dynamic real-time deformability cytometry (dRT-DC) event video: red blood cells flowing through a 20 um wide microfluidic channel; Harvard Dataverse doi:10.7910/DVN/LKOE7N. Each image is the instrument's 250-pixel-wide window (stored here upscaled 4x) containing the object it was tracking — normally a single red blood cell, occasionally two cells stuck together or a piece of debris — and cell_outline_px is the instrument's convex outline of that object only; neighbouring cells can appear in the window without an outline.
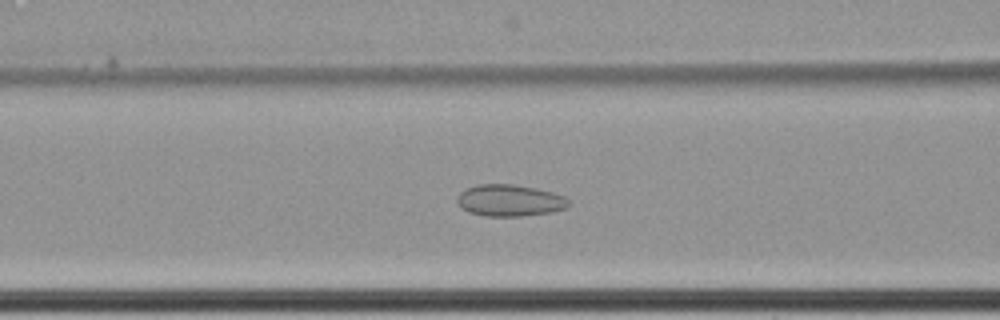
{"species": "common noctule bat (a hibernating species)", "species_latin": "Nyctalus noctula", "temperature_condition": "cold", "stored_images_in_passage": 58, "camera_frame_rate_fps": 3000, "um_per_image_px": 0.085, "animal": {"sex": "female", "body_mass_g": 22.7, "forearm_length_mm": 54.2}, "frame": {"image": 1, "passage_image": 23, "time_ms": 7.333, "image_size_px": [1000, 320], "cell_outline_px": [[572, 204], [564, 208], [552, 212], [524, 216], [484, 216], [468, 212], [460, 208], [456, 200], [460, 192], [476, 184], [512, 184], [536, 188], [552, 192], [564, 196], [572, 200]], "centroid_in_image_um": [43.34, 17.04], "position_along_channel_um": 123.3, "area_um2": 20.87}}
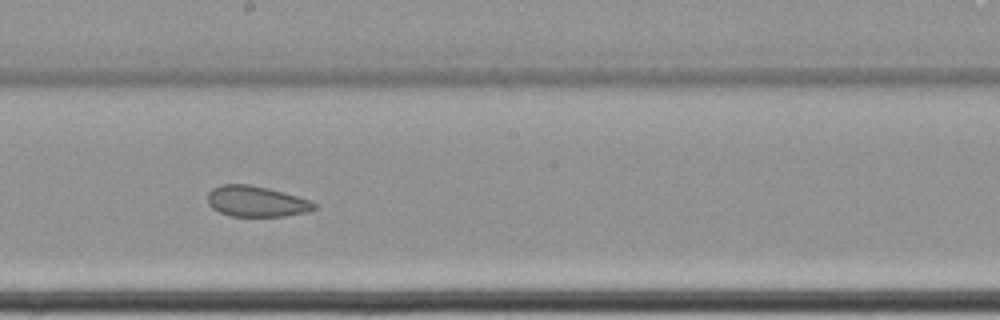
{"frame": {"image": 2, "passage_image": 32, "time_ms": 10.333, "image_size_px": [1000, 320], "cell_outline_px": [[316, 208], [308, 212], [284, 216], [232, 216], [220, 212], [212, 208], [208, 204], [208, 192], [212, 188], [220, 184], [248, 184], [268, 188], [284, 192], [312, 200], [316, 204]], "centroid_in_image_um": [21.8, 17.11], "position_along_channel_um": 226.4, "area_um2": 19.25}}
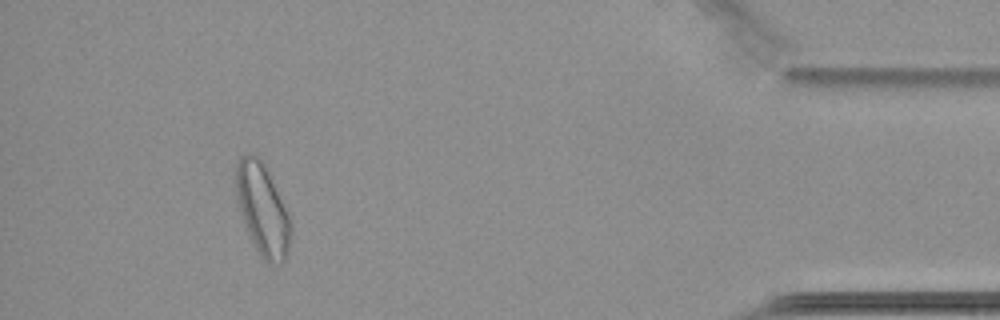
{"frame": {"image": 3, "passage_image": 53, "time_ms": 17.333, "image_size_px": [1000, 320], "cell_outline_px": [[292, 236], [288, 252], [284, 260], [272, 264], [268, 264], [260, 256], [240, 216], [236, 200], [236, 164], [240, 156], [248, 152], [256, 156], [264, 164], [268, 172], [292, 224]], "centroid_in_image_um": [22.29, 17.82], "position_along_channel_um": 412.9, "area_um2": 29.07}, "authors_computed_cell_mechanics": {"area_um2": 23.8425, "velocity_mm_per_s": 3.4438, "shape_relaxation_time_tau1_ms": null, "shape_relaxation_time_tau2_ms": 3.0559, "deformation_change_tau1": null, "deformation_change_tau2": 0.0762}}